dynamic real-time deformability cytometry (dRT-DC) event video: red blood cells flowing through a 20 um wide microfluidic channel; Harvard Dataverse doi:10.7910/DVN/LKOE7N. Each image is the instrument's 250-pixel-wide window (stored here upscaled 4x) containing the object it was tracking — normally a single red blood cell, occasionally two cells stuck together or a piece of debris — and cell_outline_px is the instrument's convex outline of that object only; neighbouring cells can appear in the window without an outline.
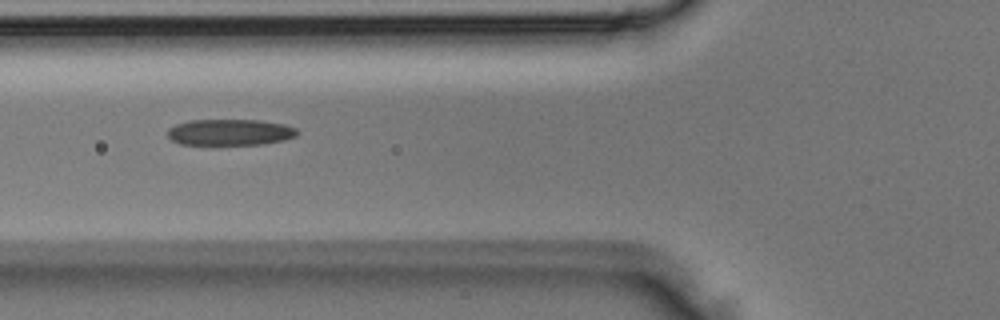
{"species": "Egyptian fruit bat (a non-hibernating species)", "species_latin": "Rousettus aegyptiacus", "temperature_condition": "room temperature", "stored_images_in_passage": 4, "camera_frame_rate_fps": 3000, "um_per_image_px": 0.085, "animal": {"sex": "male"}, "frame": {"image": 1, "passage_image": 3, "time_ms": 0.667, "image_size_px": [1000, 320], "cell_outline_px": [[300, 132], [296, 136], [284, 140], [264, 144], [180, 144], [172, 140], [168, 136], [168, 128], [176, 124], [188, 120], [260, 120], [284, 124], [296, 128]], "centroid_in_image_um": [19.57, 11.23], "position_along_channel_um": 106.2, "area_um2": 19.83}}
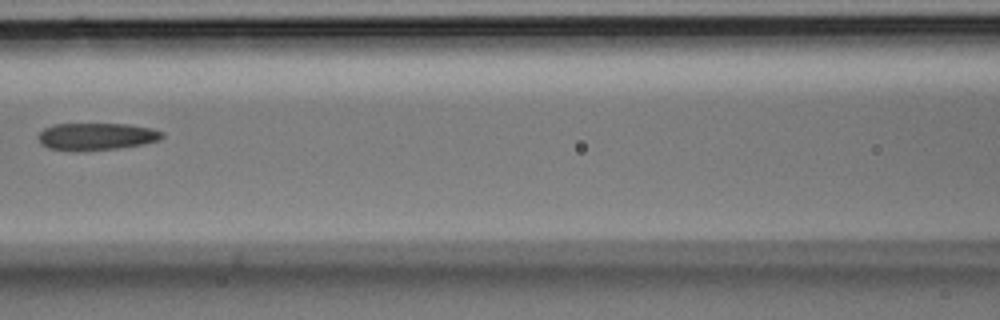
{"frame": {"image": 2, "passage_image": 4, "time_ms": 1.0, "image_size_px": [1000, 320], "cell_outline_px": [[164, 136], [160, 140], [144, 144], [116, 148], [48, 148], [40, 144], [36, 136], [44, 128], [52, 124], [128, 124], [152, 128], [164, 132]], "centroid_in_image_um": [8.24, 11.55], "position_along_channel_um": 158.4, "area_um2": 19.02}}